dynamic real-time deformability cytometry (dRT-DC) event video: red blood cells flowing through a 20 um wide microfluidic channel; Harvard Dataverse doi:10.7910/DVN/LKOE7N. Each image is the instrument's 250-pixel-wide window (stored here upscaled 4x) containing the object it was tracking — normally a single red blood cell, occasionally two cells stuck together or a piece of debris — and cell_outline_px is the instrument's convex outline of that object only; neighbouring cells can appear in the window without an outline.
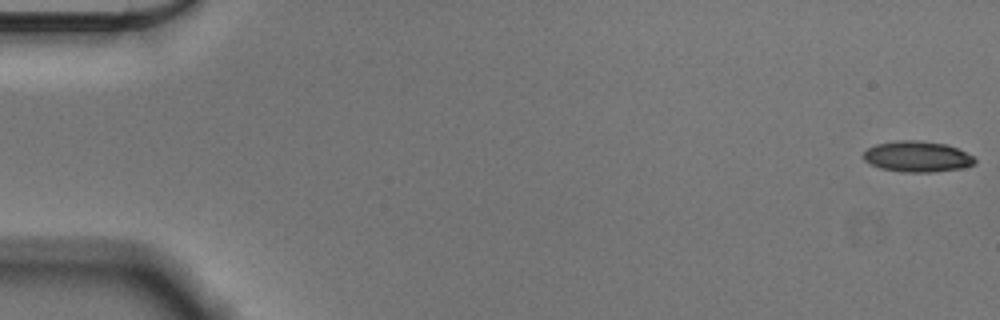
{"species": "Egyptian fruit bat (a non-hibernating species)", "species_latin": "Rousettus aegyptiacus", "temperature_condition": "cold", "stored_images_in_passage": 56, "camera_frame_rate_fps": 3000, "um_per_image_px": 0.085, "animal": {"sex": "male"}, "frame": {"image": 1, "passage_image": 1, "time_ms": 0.0, "image_size_px": [1000, 320], "cell_outline_px": [[976, 164], [960, 168], [932, 172], [904, 172], [880, 168], [864, 160], [864, 152], [868, 148], [876, 144], [896, 140], [920, 140], [944, 144], [956, 148], [972, 156], [976, 160]], "centroid_in_image_um": [77.95, 13.3], "position_along_channel_um": 7.0, "area_um2": 19.83}}
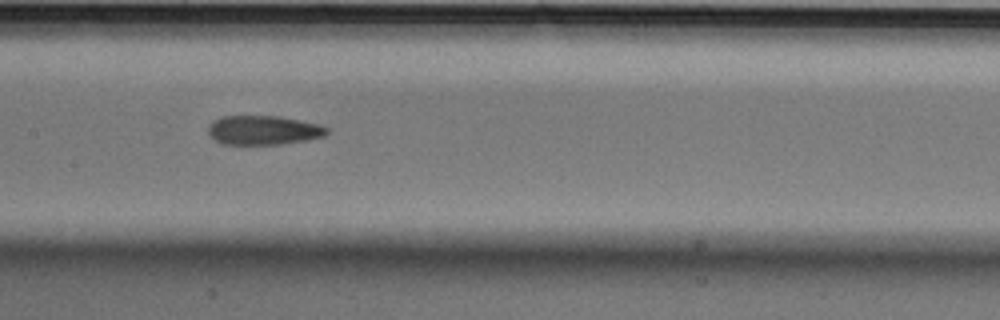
{"frame": {"image": 2, "passage_image": 28, "time_ms": 9.0, "image_size_px": [1000, 320], "cell_outline_px": [[328, 132], [324, 136], [308, 140], [280, 144], [224, 144], [208, 136], [208, 124], [224, 116], [280, 116], [320, 124], [328, 128]], "centroid_in_image_um": [22.4, 11.06], "position_along_channel_um": 185.0, "area_um2": 20.23}}
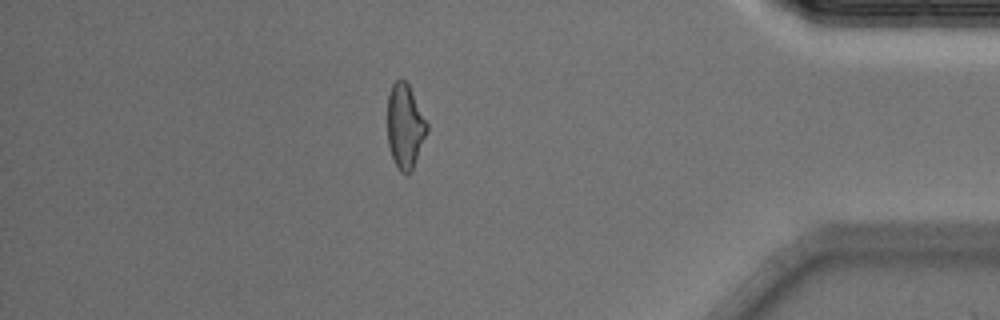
{"frame": {"image": 3, "passage_image": 49, "time_ms": 16.0, "image_size_px": [1000, 320], "cell_outline_px": [[428, 132], [412, 172], [400, 172], [392, 156], [388, 144], [388, 96], [392, 84], [400, 76], [408, 84], [428, 124]], "centroid_in_image_um": [34.44, 10.72], "position_along_channel_um": 400.8, "area_um2": 19.42}, "authors_computed_cell_mechanics": {"area_um2": 20.1722, "velocity_mm_per_s": 3.5879, "shape_relaxation_time_tau1_ms": 8.2548, "shape_relaxation_time_tau2_ms": 4.8949, "deformation_change_tau1": 0.1673, "deformation_change_tau2": 0.1328}}